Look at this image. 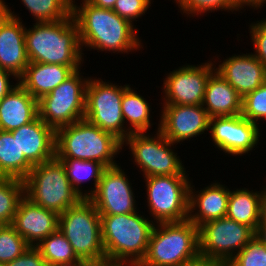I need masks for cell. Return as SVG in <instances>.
<instances>
[{"label": "cell", "mask_w": 266, "mask_h": 266, "mask_svg": "<svg viewBox=\"0 0 266 266\" xmlns=\"http://www.w3.org/2000/svg\"><path fill=\"white\" fill-rule=\"evenodd\" d=\"M72 15L79 27L82 50L85 46L124 54L142 47L135 26L112 9L96 7L87 0H82L81 6H77L72 0Z\"/></svg>", "instance_id": "obj_1"}, {"label": "cell", "mask_w": 266, "mask_h": 266, "mask_svg": "<svg viewBox=\"0 0 266 266\" xmlns=\"http://www.w3.org/2000/svg\"><path fill=\"white\" fill-rule=\"evenodd\" d=\"M138 213L100 215L106 266H138L144 259L155 223Z\"/></svg>", "instance_id": "obj_2"}, {"label": "cell", "mask_w": 266, "mask_h": 266, "mask_svg": "<svg viewBox=\"0 0 266 266\" xmlns=\"http://www.w3.org/2000/svg\"><path fill=\"white\" fill-rule=\"evenodd\" d=\"M25 44L29 62L82 66L83 55L79 27L71 14L64 20L36 22L25 28Z\"/></svg>", "instance_id": "obj_3"}, {"label": "cell", "mask_w": 266, "mask_h": 266, "mask_svg": "<svg viewBox=\"0 0 266 266\" xmlns=\"http://www.w3.org/2000/svg\"><path fill=\"white\" fill-rule=\"evenodd\" d=\"M120 150L122 142L118 138L86 119L56 130L57 159L92 160L107 168L118 165L114 157Z\"/></svg>", "instance_id": "obj_4"}, {"label": "cell", "mask_w": 266, "mask_h": 266, "mask_svg": "<svg viewBox=\"0 0 266 266\" xmlns=\"http://www.w3.org/2000/svg\"><path fill=\"white\" fill-rule=\"evenodd\" d=\"M199 254V228L191 221L156 223L138 266H178Z\"/></svg>", "instance_id": "obj_5"}, {"label": "cell", "mask_w": 266, "mask_h": 266, "mask_svg": "<svg viewBox=\"0 0 266 266\" xmlns=\"http://www.w3.org/2000/svg\"><path fill=\"white\" fill-rule=\"evenodd\" d=\"M58 229L80 259L106 266L100 214L89 199H82L59 215Z\"/></svg>", "instance_id": "obj_6"}, {"label": "cell", "mask_w": 266, "mask_h": 266, "mask_svg": "<svg viewBox=\"0 0 266 266\" xmlns=\"http://www.w3.org/2000/svg\"><path fill=\"white\" fill-rule=\"evenodd\" d=\"M25 196L58 215L83 198L72 188L62 163L54 159L35 165L24 179Z\"/></svg>", "instance_id": "obj_7"}, {"label": "cell", "mask_w": 266, "mask_h": 266, "mask_svg": "<svg viewBox=\"0 0 266 266\" xmlns=\"http://www.w3.org/2000/svg\"><path fill=\"white\" fill-rule=\"evenodd\" d=\"M99 79L89 78L87 82L84 119L123 142L131 133L124 126L121 101L130 85L119 86Z\"/></svg>", "instance_id": "obj_8"}, {"label": "cell", "mask_w": 266, "mask_h": 266, "mask_svg": "<svg viewBox=\"0 0 266 266\" xmlns=\"http://www.w3.org/2000/svg\"><path fill=\"white\" fill-rule=\"evenodd\" d=\"M80 70L38 100L39 117L55 131L84 119L89 77L81 76Z\"/></svg>", "instance_id": "obj_9"}, {"label": "cell", "mask_w": 266, "mask_h": 266, "mask_svg": "<svg viewBox=\"0 0 266 266\" xmlns=\"http://www.w3.org/2000/svg\"><path fill=\"white\" fill-rule=\"evenodd\" d=\"M144 178L148 209L155 224L188 220L191 184L188 176L162 175Z\"/></svg>", "instance_id": "obj_10"}, {"label": "cell", "mask_w": 266, "mask_h": 266, "mask_svg": "<svg viewBox=\"0 0 266 266\" xmlns=\"http://www.w3.org/2000/svg\"><path fill=\"white\" fill-rule=\"evenodd\" d=\"M149 134L131 133L123 142L129 145L131 154L134 157L135 165L142 173L143 177L174 175L188 176L186 169L182 165L178 154L171 149L174 145L159 130L155 136Z\"/></svg>", "instance_id": "obj_11"}, {"label": "cell", "mask_w": 266, "mask_h": 266, "mask_svg": "<svg viewBox=\"0 0 266 266\" xmlns=\"http://www.w3.org/2000/svg\"><path fill=\"white\" fill-rule=\"evenodd\" d=\"M255 235L248 225L226 216L206 222L199 227V254L228 264Z\"/></svg>", "instance_id": "obj_12"}, {"label": "cell", "mask_w": 266, "mask_h": 266, "mask_svg": "<svg viewBox=\"0 0 266 266\" xmlns=\"http://www.w3.org/2000/svg\"><path fill=\"white\" fill-rule=\"evenodd\" d=\"M215 66L208 61L197 66L183 65L171 71L162 86L163 105H202L206 84Z\"/></svg>", "instance_id": "obj_13"}, {"label": "cell", "mask_w": 266, "mask_h": 266, "mask_svg": "<svg viewBox=\"0 0 266 266\" xmlns=\"http://www.w3.org/2000/svg\"><path fill=\"white\" fill-rule=\"evenodd\" d=\"M119 165L107 167L89 200L100 215H122L138 211L132 184Z\"/></svg>", "instance_id": "obj_14"}, {"label": "cell", "mask_w": 266, "mask_h": 266, "mask_svg": "<svg viewBox=\"0 0 266 266\" xmlns=\"http://www.w3.org/2000/svg\"><path fill=\"white\" fill-rule=\"evenodd\" d=\"M241 114L210 118L209 131L219 150L228 155L248 154L259 142L260 128Z\"/></svg>", "instance_id": "obj_15"}, {"label": "cell", "mask_w": 266, "mask_h": 266, "mask_svg": "<svg viewBox=\"0 0 266 266\" xmlns=\"http://www.w3.org/2000/svg\"><path fill=\"white\" fill-rule=\"evenodd\" d=\"M20 19L4 0H0V68L18 79L30 63L25 44V25Z\"/></svg>", "instance_id": "obj_16"}, {"label": "cell", "mask_w": 266, "mask_h": 266, "mask_svg": "<svg viewBox=\"0 0 266 266\" xmlns=\"http://www.w3.org/2000/svg\"><path fill=\"white\" fill-rule=\"evenodd\" d=\"M162 106L157 129L172 143L178 144L208 131L210 117L202 105Z\"/></svg>", "instance_id": "obj_17"}, {"label": "cell", "mask_w": 266, "mask_h": 266, "mask_svg": "<svg viewBox=\"0 0 266 266\" xmlns=\"http://www.w3.org/2000/svg\"><path fill=\"white\" fill-rule=\"evenodd\" d=\"M12 226L30 246L36 247L58 229L59 215L24 196L18 205Z\"/></svg>", "instance_id": "obj_18"}, {"label": "cell", "mask_w": 266, "mask_h": 266, "mask_svg": "<svg viewBox=\"0 0 266 266\" xmlns=\"http://www.w3.org/2000/svg\"><path fill=\"white\" fill-rule=\"evenodd\" d=\"M10 132L17 138L20 151L33 166L55 158L56 131L39 116Z\"/></svg>", "instance_id": "obj_19"}, {"label": "cell", "mask_w": 266, "mask_h": 266, "mask_svg": "<svg viewBox=\"0 0 266 266\" xmlns=\"http://www.w3.org/2000/svg\"><path fill=\"white\" fill-rule=\"evenodd\" d=\"M215 68L242 98L266 81V68L253 53L231 56Z\"/></svg>", "instance_id": "obj_20"}, {"label": "cell", "mask_w": 266, "mask_h": 266, "mask_svg": "<svg viewBox=\"0 0 266 266\" xmlns=\"http://www.w3.org/2000/svg\"><path fill=\"white\" fill-rule=\"evenodd\" d=\"M191 185L192 183L189 188V221L199 228L206 222L226 216L230 196L227 186L215 182L199 190L200 192H195L193 189L195 186Z\"/></svg>", "instance_id": "obj_21"}, {"label": "cell", "mask_w": 266, "mask_h": 266, "mask_svg": "<svg viewBox=\"0 0 266 266\" xmlns=\"http://www.w3.org/2000/svg\"><path fill=\"white\" fill-rule=\"evenodd\" d=\"M81 66H64L32 62L18 79L19 84L35 99L40 100L69 78Z\"/></svg>", "instance_id": "obj_22"}, {"label": "cell", "mask_w": 266, "mask_h": 266, "mask_svg": "<svg viewBox=\"0 0 266 266\" xmlns=\"http://www.w3.org/2000/svg\"><path fill=\"white\" fill-rule=\"evenodd\" d=\"M39 116L38 100L19 83L0 100V130L12 131Z\"/></svg>", "instance_id": "obj_23"}, {"label": "cell", "mask_w": 266, "mask_h": 266, "mask_svg": "<svg viewBox=\"0 0 266 266\" xmlns=\"http://www.w3.org/2000/svg\"><path fill=\"white\" fill-rule=\"evenodd\" d=\"M202 106L210 118L240 115L242 97L221 75L214 71L207 81Z\"/></svg>", "instance_id": "obj_24"}, {"label": "cell", "mask_w": 266, "mask_h": 266, "mask_svg": "<svg viewBox=\"0 0 266 266\" xmlns=\"http://www.w3.org/2000/svg\"><path fill=\"white\" fill-rule=\"evenodd\" d=\"M266 198V187L253 192L247 188L230 190L226 217L248 225L255 232L263 223V207Z\"/></svg>", "instance_id": "obj_25"}, {"label": "cell", "mask_w": 266, "mask_h": 266, "mask_svg": "<svg viewBox=\"0 0 266 266\" xmlns=\"http://www.w3.org/2000/svg\"><path fill=\"white\" fill-rule=\"evenodd\" d=\"M33 167L20 151L17 138L0 130V177L24 180Z\"/></svg>", "instance_id": "obj_26"}, {"label": "cell", "mask_w": 266, "mask_h": 266, "mask_svg": "<svg viewBox=\"0 0 266 266\" xmlns=\"http://www.w3.org/2000/svg\"><path fill=\"white\" fill-rule=\"evenodd\" d=\"M65 168L66 175L72 188L83 198L89 199L96 191L100 178L106 167L92 160H79V159H58ZM94 180V188L91 191L87 190L83 193L81 185L83 182Z\"/></svg>", "instance_id": "obj_27"}, {"label": "cell", "mask_w": 266, "mask_h": 266, "mask_svg": "<svg viewBox=\"0 0 266 266\" xmlns=\"http://www.w3.org/2000/svg\"><path fill=\"white\" fill-rule=\"evenodd\" d=\"M122 115L130 133H146L152 126L150 122V107L145 98L130 86L124 91L122 101Z\"/></svg>", "instance_id": "obj_28"}, {"label": "cell", "mask_w": 266, "mask_h": 266, "mask_svg": "<svg viewBox=\"0 0 266 266\" xmlns=\"http://www.w3.org/2000/svg\"><path fill=\"white\" fill-rule=\"evenodd\" d=\"M36 248L40 251L47 266L71 264L80 260L59 229L44 238Z\"/></svg>", "instance_id": "obj_29"}, {"label": "cell", "mask_w": 266, "mask_h": 266, "mask_svg": "<svg viewBox=\"0 0 266 266\" xmlns=\"http://www.w3.org/2000/svg\"><path fill=\"white\" fill-rule=\"evenodd\" d=\"M24 196V180L0 177L1 225H12L18 205Z\"/></svg>", "instance_id": "obj_30"}, {"label": "cell", "mask_w": 266, "mask_h": 266, "mask_svg": "<svg viewBox=\"0 0 266 266\" xmlns=\"http://www.w3.org/2000/svg\"><path fill=\"white\" fill-rule=\"evenodd\" d=\"M36 22L64 20L72 14V0H21Z\"/></svg>", "instance_id": "obj_31"}, {"label": "cell", "mask_w": 266, "mask_h": 266, "mask_svg": "<svg viewBox=\"0 0 266 266\" xmlns=\"http://www.w3.org/2000/svg\"><path fill=\"white\" fill-rule=\"evenodd\" d=\"M31 246L12 225L0 227V262L8 263L22 255Z\"/></svg>", "instance_id": "obj_32"}, {"label": "cell", "mask_w": 266, "mask_h": 266, "mask_svg": "<svg viewBox=\"0 0 266 266\" xmlns=\"http://www.w3.org/2000/svg\"><path fill=\"white\" fill-rule=\"evenodd\" d=\"M178 3V8L180 11L185 13V15L195 16L206 13L207 11H217L223 9L224 11H238L242 10L244 6L238 0H175ZM194 14V15H193Z\"/></svg>", "instance_id": "obj_33"}, {"label": "cell", "mask_w": 266, "mask_h": 266, "mask_svg": "<svg viewBox=\"0 0 266 266\" xmlns=\"http://www.w3.org/2000/svg\"><path fill=\"white\" fill-rule=\"evenodd\" d=\"M227 266H266V244L256 234Z\"/></svg>", "instance_id": "obj_34"}, {"label": "cell", "mask_w": 266, "mask_h": 266, "mask_svg": "<svg viewBox=\"0 0 266 266\" xmlns=\"http://www.w3.org/2000/svg\"><path fill=\"white\" fill-rule=\"evenodd\" d=\"M241 115L257 125L266 119V81L242 98Z\"/></svg>", "instance_id": "obj_35"}, {"label": "cell", "mask_w": 266, "mask_h": 266, "mask_svg": "<svg viewBox=\"0 0 266 266\" xmlns=\"http://www.w3.org/2000/svg\"><path fill=\"white\" fill-rule=\"evenodd\" d=\"M150 4L151 0H117L113 11L134 25L133 21L144 15Z\"/></svg>", "instance_id": "obj_36"}, {"label": "cell", "mask_w": 266, "mask_h": 266, "mask_svg": "<svg viewBox=\"0 0 266 266\" xmlns=\"http://www.w3.org/2000/svg\"><path fill=\"white\" fill-rule=\"evenodd\" d=\"M263 20V21H262ZM250 25L251 42L255 49L254 56L266 68V18Z\"/></svg>", "instance_id": "obj_37"}, {"label": "cell", "mask_w": 266, "mask_h": 266, "mask_svg": "<svg viewBox=\"0 0 266 266\" xmlns=\"http://www.w3.org/2000/svg\"><path fill=\"white\" fill-rule=\"evenodd\" d=\"M5 266H47L40 251L31 246L22 255L11 262L5 263Z\"/></svg>", "instance_id": "obj_38"}, {"label": "cell", "mask_w": 266, "mask_h": 266, "mask_svg": "<svg viewBox=\"0 0 266 266\" xmlns=\"http://www.w3.org/2000/svg\"><path fill=\"white\" fill-rule=\"evenodd\" d=\"M178 266H227V264L221 260L198 254L194 258L186 260Z\"/></svg>", "instance_id": "obj_39"}, {"label": "cell", "mask_w": 266, "mask_h": 266, "mask_svg": "<svg viewBox=\"0 0 266 266\" xmlns=\"http://www.w3.org/2000/svg\"><path fill=\"white\" fill-rule=\"evenodd\" d=\"M12 76L15 78V80L18 79L11 72L0 68V100H2L19 83V80H17L16 85H13V83L11 85L9 78Z\"/></svg>", "instance_id": "obj_40"}, {"label": "cell", "mask_w": 266, "mask_h": 266, "mask_svg": "<svg viewBox=\"0 0 266 266\" xmlns=\"http://www.w3.org/2000/svg\"><path fill=\"white\" fill-rule=\"evenodd\" d=\"M256 234L266 244V198L263 207V223L259 226Z\"/></svg>", "instance_id": "obj_41"}, {"label": "cell", "mask_w": 266, "mask_h": 266, "mask_svg": "<svg viewBox=\"0 0 266 266\" xmlns=\"http://www.w3.org/2000/svg\"><path fill=\"white\" fill-rule=\"evenodd\" d=\"M87 1L96 7L113 10L115 2L117 0H87Z\"/></svg>", "instance_id": "obj_42"}, {"label": "cell", "mask_w": 266, "mask_h": 266, "mask_svg": "<svg viewBox=\"0 0 266 266\" xmlns=\"http://www.w3.org/2000/svg\"><path fill=\"white\" fill-rule=\"evenodd\" d=\"M244 7L249 6L254 9L262 8L266 4V0H238Z\"/></svg>", "instance_id": "obj_43"}, {"label": "cell", "mask_w": 266, "mask_h": 266, "mask_svg": "<svg viewBox=\"0 0 266 266\" xmlns=\"http://www.w3.org/2000/svg\"><path fill=\"white\" fill-rule=\"evenodd\" d=\"M59 266H97L93 262L85 260V259H80L77 262L71 263V264H63Z\"/></svg>", "instance_id": "obj_44"}]
</instances>
